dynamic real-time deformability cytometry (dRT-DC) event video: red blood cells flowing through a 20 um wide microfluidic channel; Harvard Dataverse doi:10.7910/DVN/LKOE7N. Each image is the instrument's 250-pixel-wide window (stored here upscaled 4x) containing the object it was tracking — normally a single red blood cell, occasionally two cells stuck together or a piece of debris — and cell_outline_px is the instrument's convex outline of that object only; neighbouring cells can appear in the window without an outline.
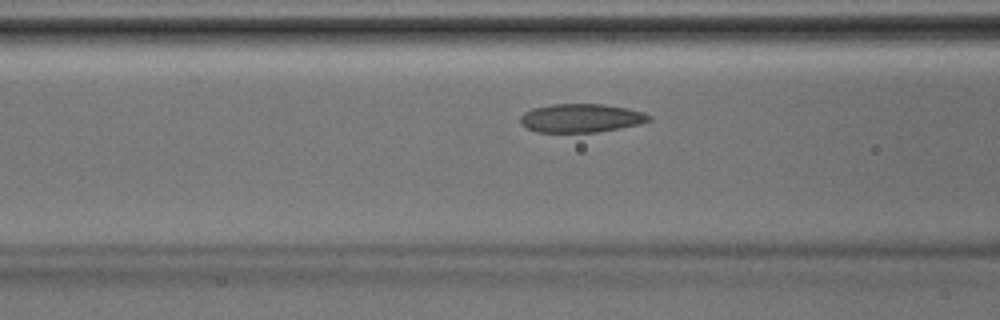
{"species": "Egyptian fruit bat (a non-hibernating species)", "species_latin": "Rousettus aegyptiacus", "temperature_condition": "room temperature", "stored_images_in_passage": 30, "camera_frame_rate_fps": 3000, "um_per_image_px": 0.085, "animal": {"sex": "male"}, "frame": {"image": 1, "passage_image": 5, "time_ms": 1.333, "image_size_px": [1000, 320], "cell_outline_px": [[652, 120], [640, 124], [596, 132], [536, 132], [520, 124], [520, 116], [524, 112], [532, 108], [552, 104], [604, 104], [644, 112], [652, 116]], "centroid_in_image_um": [49.38, 10.03], "position_along_channel_um": 117.2, "area_um2": 21.44}}
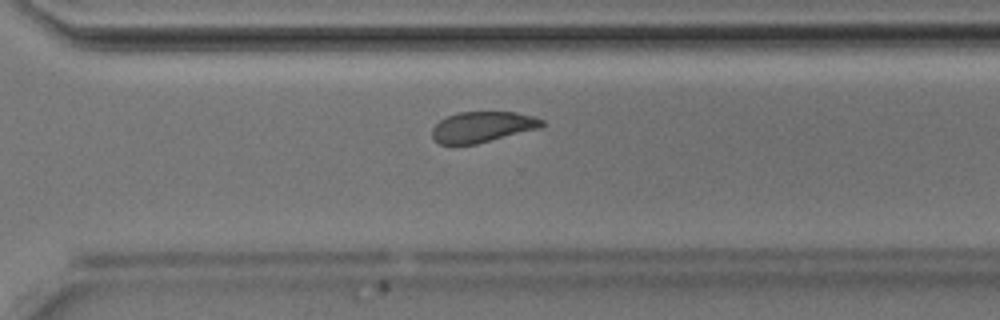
{"frame": {"image": 2, "passage_image": 18, "time_ms": 5.667, "image_size_px": [1000, 320], "cell_outline_px": [[544, 124], [540, 128], [476, 144], [440, 144], [432, 136], [432, 128], [440, 120], [448, 116], [460, 112], [516, 112], [532, 116], [544, 120]], "centroid_in_image_um": [41.02, 10.78], "position_along_channel_um": 329.6, "area_um2": 19.48}}
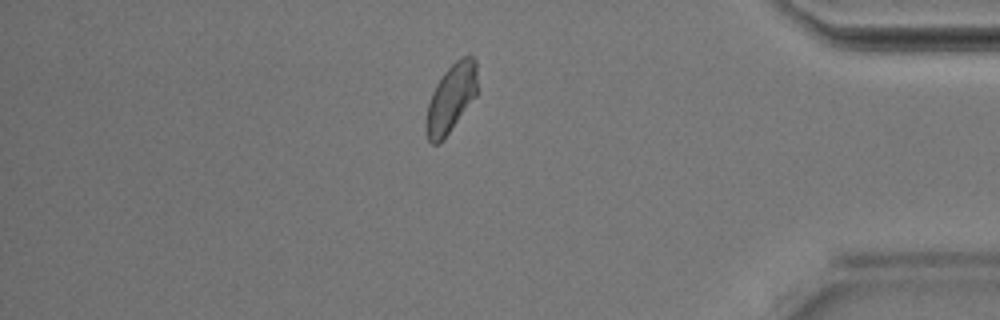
{"frame": {"image": 3, "passage_image": 24, "time_ms": 7.667, "image_size_px": [1000, 320], "cell_outline_px": [[476, 96], [444, 140], [440, 144], [432, 144], [428, 140], [424, 128], [424, 124], [428, 104], [432, 92], [436, 84], [444, 72], [460, 56], [472, 56], [476, 60]], "centroid_in_image_um": [38.31, 8.39], "position_along_channel_um": 396.9, "area_um2": 20.58}}